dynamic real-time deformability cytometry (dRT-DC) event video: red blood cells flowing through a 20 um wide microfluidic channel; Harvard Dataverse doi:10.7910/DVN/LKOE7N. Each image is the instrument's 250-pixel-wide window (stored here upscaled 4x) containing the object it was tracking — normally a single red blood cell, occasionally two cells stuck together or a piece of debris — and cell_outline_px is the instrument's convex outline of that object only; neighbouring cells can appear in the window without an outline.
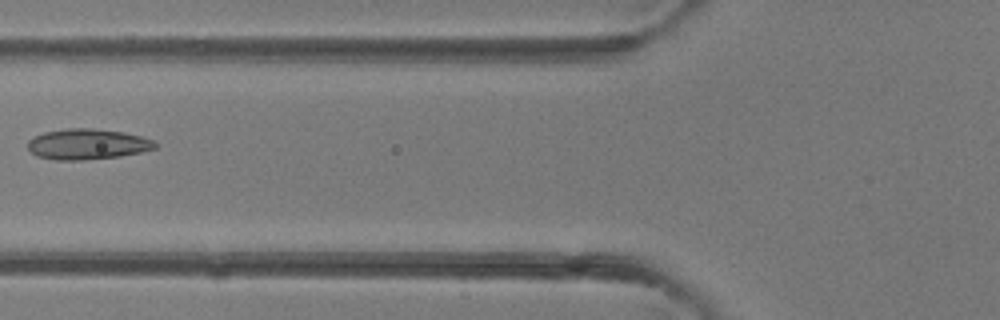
{"species": "common noctule bat (a hibernating species)", "species_latin": "Nyctalus noctula", "temperature_condition": "room temperature", "stored_images_in_passage": 5, "camera_frame_rate_fps": 3000, "um_per_image_px": 0.085, "animal": {"sex": "female"}, "frame": {"image": 1, "passage_image": 5, "time_ms": 5.333, "image_size_px": [1000, 320], "cell_outline_px": [[160, 144], [156, 148], [140, 152], [120, 156], [84, 160], [56, 160], [36, 156], [28, 148], [28, 140], [44, 132], [68, 128], [92, 128], [124, 132], [140, 136], [152, 140]], "centroid_in_image_um": [7.44, 12.25], "position_along_channel_um": 118.4, "area_um2": 22.72}}